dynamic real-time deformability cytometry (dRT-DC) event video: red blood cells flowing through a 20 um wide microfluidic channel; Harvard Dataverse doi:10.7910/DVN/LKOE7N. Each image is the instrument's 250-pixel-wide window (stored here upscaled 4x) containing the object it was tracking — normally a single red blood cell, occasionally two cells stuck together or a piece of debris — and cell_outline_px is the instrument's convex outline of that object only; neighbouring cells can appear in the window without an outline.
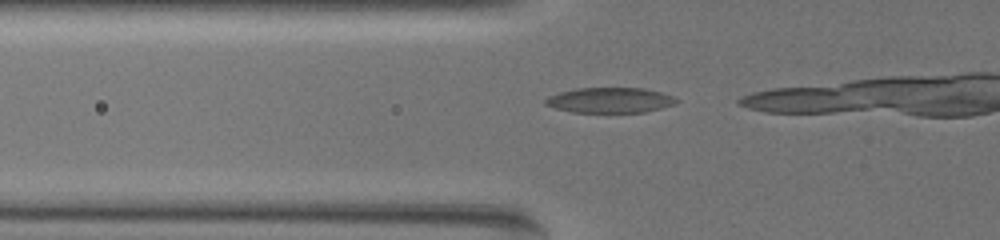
{"species": "common noctule bat (a hibernating species)", "species_latin": "Nyctalus noctula", "temperature_condition": "warm", "stored_images_in_passage": 7, "camera_frame_rate_fps": 3000, "um_per_image_px": 0.085, "animal": {"sex": "female", "body_mass_g": 19.5, "forearm_length_mm": 54.1}, "frame": {"image": 1, "passage_image": 2, "time_ms": 0.333, "image_size_px": [1000, 240], "cell_outline_px": [[680, 100], [676, 104], [644, 112], [572, 112], [556, 108], [544, 104], [544, 100], [548, 96], [560, 92], [576, 88], [644, 88], [660, 92], [672, 96]], "centroid_in_image_um": [51.85, 8.51], "position_along_channel_um": 74.0, "area_um2": 19.25}}
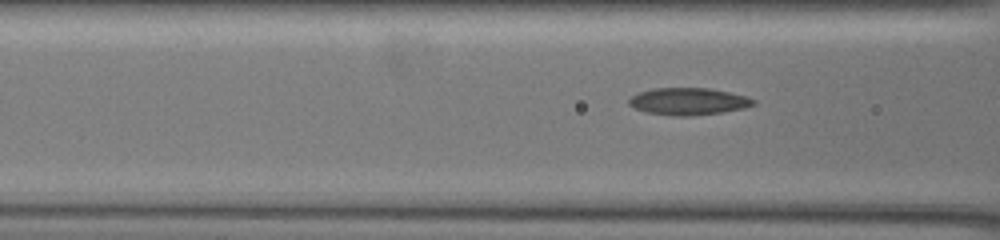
{"frame": {"image": 2, "passage_image": 5, "time_ms": 1.333, "image_size_px": [1000, 240], "cell_outline_px": [[756, 104], [744, 108], [720, 112], [692, 116], [676, 116], [644, 112], [628, 104], [628, 100], [632, 96], [640, 92], [652, 88], [708, 88], [748, 96], [756, 100]], "centroid_in_image_um": [58.52, 8.62], "position_along_channel_um": 108.1, "area_um2": 19.65}}